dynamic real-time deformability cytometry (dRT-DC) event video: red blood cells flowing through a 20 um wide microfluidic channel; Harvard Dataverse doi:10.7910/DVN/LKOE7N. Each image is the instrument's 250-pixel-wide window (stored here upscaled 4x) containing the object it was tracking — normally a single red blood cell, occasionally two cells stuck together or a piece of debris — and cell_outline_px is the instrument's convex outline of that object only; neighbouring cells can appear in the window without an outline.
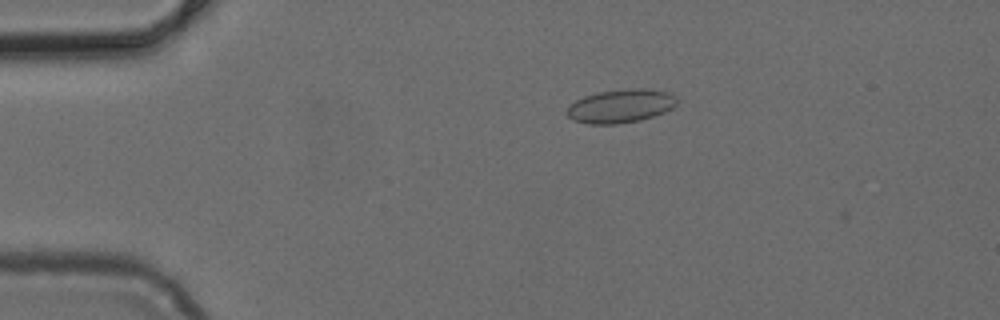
{"species": "common noctule bat (a hibernating species)", "species_latin": "Nyctalus noctula", "temperature_condition": "cold", "stored_images_in_passage": 4, "camera_frame_rate_fps": 3000, "um_per_image_px": 0.085, "animal": {"sex": "female", "body_mass_g": 24.6, "forearm_length_mm": 56.2}, "frame": {"image": 1, "passage_image": 3, "time_ms": 0.667, "image_size_px": [1000, 320], "cell_outline_px": [[676, 104], [672, 108], [664, 112], [640, 120], [616, 124], [588, 124], [572, 120], [564, 112], [576, 100], [584, 96], [596, 92], [632, 88], [648, 88], [668, 92], [676, 100]], "centroid_in_image_um": [52.72, 9.01], "position_along_channel_um": 32.3, "area_um2": 21.44}}